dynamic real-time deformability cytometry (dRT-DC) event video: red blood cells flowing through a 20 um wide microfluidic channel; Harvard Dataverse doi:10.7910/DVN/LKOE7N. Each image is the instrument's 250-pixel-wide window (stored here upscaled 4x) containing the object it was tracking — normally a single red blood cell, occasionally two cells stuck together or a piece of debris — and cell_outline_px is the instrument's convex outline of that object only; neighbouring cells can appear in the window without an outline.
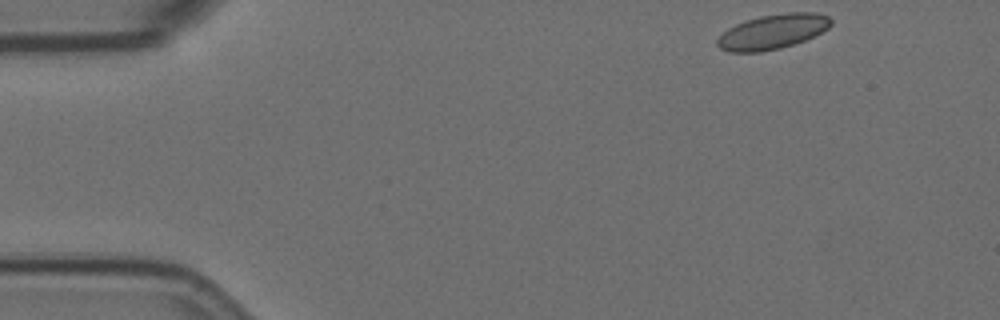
{"species": "Egyptian fruit bat (a non-hibernating species)", "species_latin": "Rousettus aegyptiacus", "temperature_condition": "room temperature", "stored_images_in_passage": 52, "camera_frame_rate_fps": 3000, "um_per_image_px": 0.085, "animal": {"sex": "female"}, "frame": {"image": 1, "passage_image": 1, "time_ms": 0.0, "image_size_px": [1000, 320], "cell_outline_px": [[832, 24], [828, 28], [804, 40], [780, 48], [760, 52], [728, 52], [720, 48], [716, 44], [716, 40], [728, 28], [736, 24], [760, 16], [788, 12], [816, 12], [828, 16], [832, 20]], "centroid_in_image_um": [65.67, 2.69], "position_along_channel_um": 19.3, "area_um2": 22.83}}
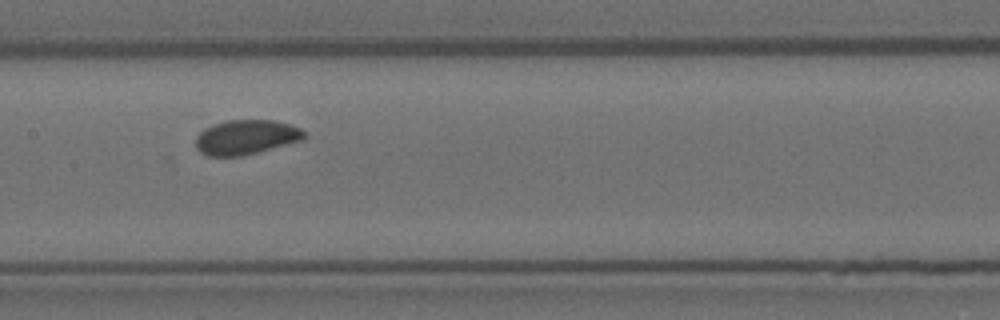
{"frame": {"image": 2, "passage_image": 23, "time_ms": 7.333, "image_size_px": [1000, 320], "cell_outline_px": [[304, 140], [244, 156], [208, 156], [200, 152], [196, 148], [196, 136], [200, 132], [212, 124], [224, 120], [272, 120], [288, 124], [300, 128], [304, 132]], "centroid_in_image_um": [20.9, 11.67], "position_along_channel_um": 186.5, "area_um2": 22.02}}
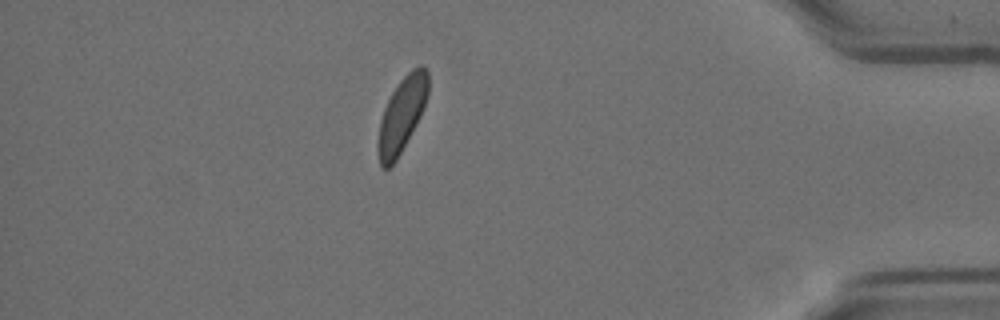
{"frame": {"image": 3, "passage_image": 45, "time_ms": 14.667, "image_size_px": [1000, 320], "cell_outline_px": [[428, 96], [420, 116], [416, 124], [396, 160], [388, 168], [380, 168], [376, 148], [376, 144], [380, 120], [384, 108], [392, 92], [400, 80], [412, 68], [420, 64], [428, 72]], "centroid_in_image_um": [34.13, 9.77], "position_along_channel_um": 401.1, "area_um2": 21.85}, "authors_computed_cell_mechanics": {"area_um2": 22.253, "velocity_mm_per_s": 3.5146, "shape_relaxation_time_tau1_ms": 3.877, "shape_relaxation_time_tau2_ms": null, "deformation_change_tau1": 0.0592, "deformation_change_tau2": null}}